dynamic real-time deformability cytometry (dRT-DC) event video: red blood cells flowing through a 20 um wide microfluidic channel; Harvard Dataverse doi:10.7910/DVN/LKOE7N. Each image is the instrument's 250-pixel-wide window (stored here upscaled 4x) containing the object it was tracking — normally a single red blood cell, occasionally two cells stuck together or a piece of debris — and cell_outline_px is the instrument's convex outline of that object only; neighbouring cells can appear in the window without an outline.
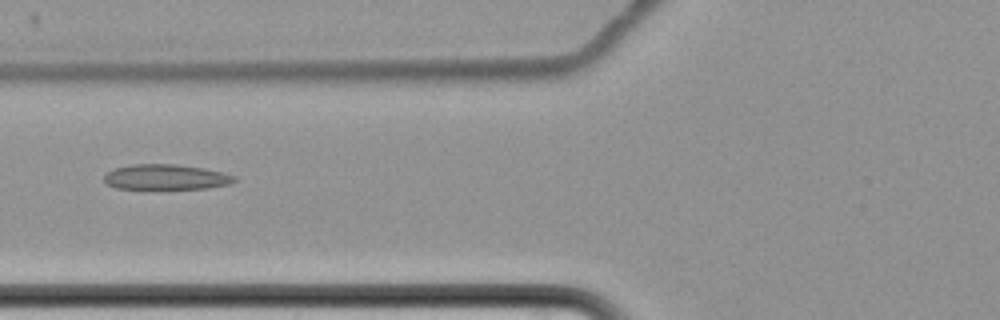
{"species": "common noctule bat (a hibernating species)", "species_latin": "Nyctalus noctula", "temperature_condition": "cold", "stored_images_in_passage": 5, "camera_frame_rate_fps": 3000, "um_per_image_px": 0.085, "animal": {"sex": "female", "body_mass_g": 22.7, "forearm_length_mm": 54.2}, "frame": {"image": 1, "passage_image": 2, "time_ms": 1.333, "image_size_px": [1000, 320], "cell_outline_px": [[236, 180], [232, 184], [208, 188], [116, 188], [108, 184], [104, 180], [104, 176], [108, 172], [116, 168], [132, 164], [176, 164], [204, 168], [224, 172], [236, 176]], "centroid_in_image_um": [14.17, 15.04], "position_along_channel_um": 111.6, "area_um2": 19.07}}
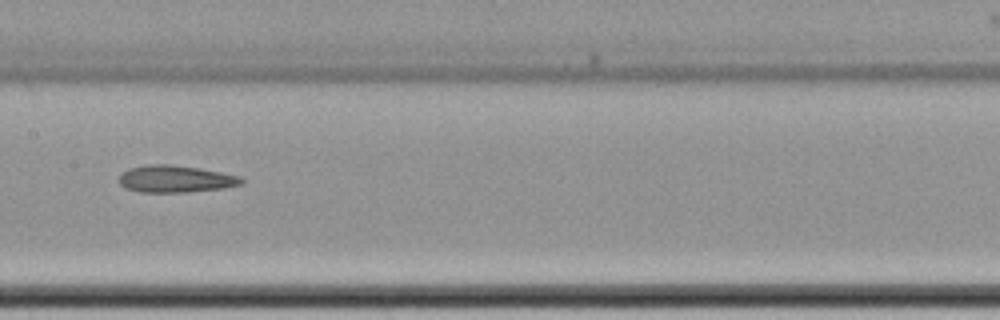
{"frame": {"image": 2, "passage_image": 4, "time_ms": 3.667, "image_size_px": [1000, 320], "cell_outline_px": [[244, 184], [224, 188], [188, 192], [140, 192], [124, 188], [116, 180], [120, 172], [128, 168], [148, 164], [172, 164], [200, 168], [240, 176], [244, 180]], "centroid_in_image_um": [14.87, 15.2], "position_along_channel_um": 192.5, "area_um2": 19.71}}
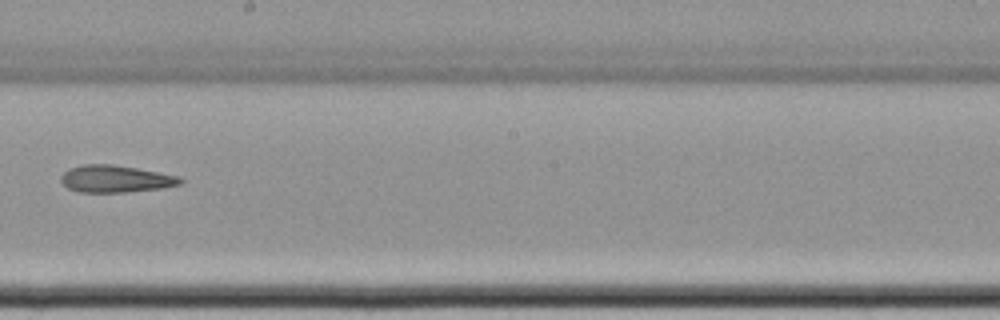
{"frame": {"image": 3, "passage_image": 5, "time_ms": 5.0, "image_size_px": [1000, 320], "cell_outline_px": [[184, 180], [180, 184], [164, 188], [124, 192], [80, 192], [68, 188], [60, 180], [60, 176], [64, 172], [72, 168], [84, 164], [112, 164], [136, 168], [180, 176]], "centroid_in_image_um": [9.84, 15.2], "position_along_channel_um": 238.4, "area_um2": 18.79}}